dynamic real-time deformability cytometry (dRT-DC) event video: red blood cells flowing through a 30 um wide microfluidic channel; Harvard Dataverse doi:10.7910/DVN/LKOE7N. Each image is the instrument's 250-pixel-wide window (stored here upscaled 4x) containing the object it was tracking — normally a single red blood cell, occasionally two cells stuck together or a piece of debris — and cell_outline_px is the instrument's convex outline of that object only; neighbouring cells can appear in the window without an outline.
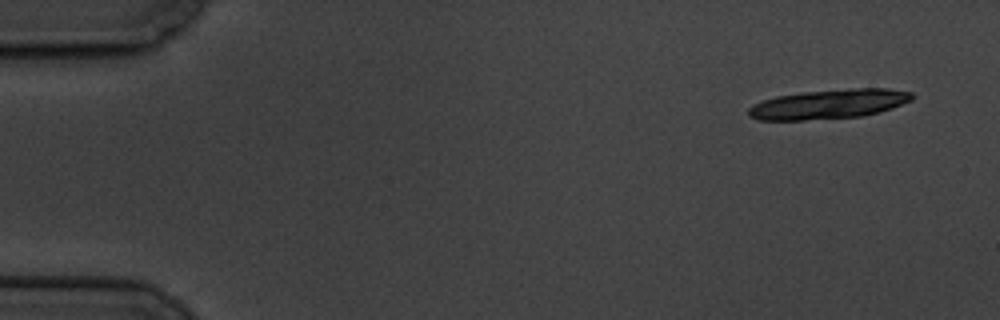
{"species": "common noctule bat (a hibernating species)", "species_latin": "Nyctalus noctula", "temperature_condition": "cold", "stored_images_in_passage": 11, "segment_of_instrument_passage": [1, 2], "camera_frame_rate_fps": 3000, "um_per_image_px": 0.085, "animal": {"sex": "male", "body_mass_g": 19.5, "forearm_length_mm": 54.6}, "frame": {"image": 1, "passage_image": 1, "time_ms": 0.0, "image_size_px": [1000, 320], "cell_outline_px": [[916, 96], [912, 100], [892, 108], [880, 112], [860, 116], [804, 120], [760, 120], [748, 116], [748, 108], [764, 100], [776, 96], [804, 92], [848, 88], [888, 88], [912, 92]], "centroid_in_image_um": [70.5, 8.84], "position_along_channel_um": 14.5, "area_um2": 28.09}}